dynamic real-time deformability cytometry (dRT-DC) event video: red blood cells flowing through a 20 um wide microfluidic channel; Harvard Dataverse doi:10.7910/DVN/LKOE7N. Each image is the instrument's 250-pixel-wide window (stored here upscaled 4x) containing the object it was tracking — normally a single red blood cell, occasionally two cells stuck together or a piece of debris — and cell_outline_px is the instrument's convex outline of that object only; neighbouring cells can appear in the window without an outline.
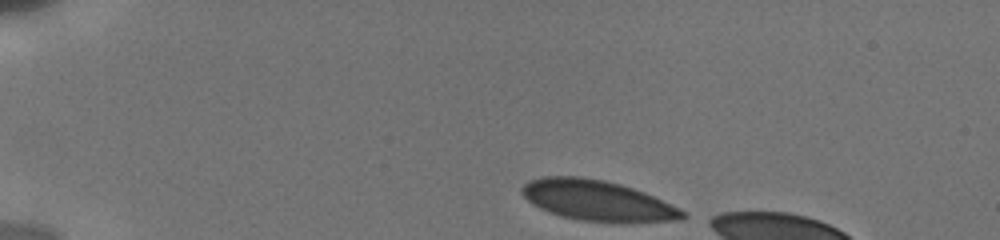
{"species": "human", "species_latin": "Homo sapiens", "temperature_condition": "cold", "stored_images_in_passage": 11, "camera_frame_rate_fps": 3000, "um_per_image_px": 0.085, "donor": {"sex": "male"}, "frame": {"image": 1, "passage_image": 1, "time_ms": 0.0, "image_size_px": [1000, 240], "cell_outline_px": [[688, 216], [684, 220], [580, 220], [560, 216], [548, 212], [532, 204], [520, 192], [520, 188], [528, 180], [544, 176], [580, 176], [604, 180], [620, 184], [644, 192], [680, 208]], "centroid_in_image_um": [50.7, 17.0], "position_along_channel_um": 34.3, "area_um2": 37.11}}